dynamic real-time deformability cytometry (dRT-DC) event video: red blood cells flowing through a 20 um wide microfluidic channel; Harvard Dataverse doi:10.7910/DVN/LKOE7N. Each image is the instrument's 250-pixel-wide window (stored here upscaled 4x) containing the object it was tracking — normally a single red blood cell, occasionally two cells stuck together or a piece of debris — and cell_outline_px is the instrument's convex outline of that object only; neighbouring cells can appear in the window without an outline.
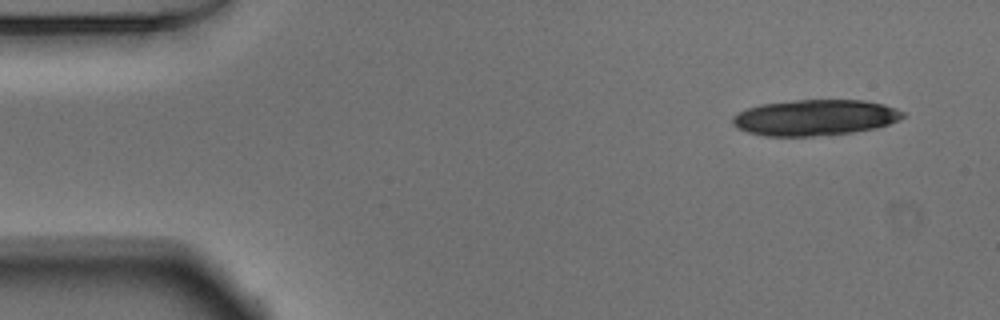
{"species": "Egyptian fruit bat (a non-hibernating species)", "species_latin": "Rousettus aegyptiacus", "temperature_condition": "warm", "stored_images_in_passage": 13, "camera_frame_rate_fps": 3000, "um_per_image_px": 0.085, "animal": {"sex": "male"}, "frame": {"image": 1, "passage_image": 1, "time_ms": 0.0, "image_size_px": [1000, 320], "cell_outline_px": [[904, 116], [900, 120], [876, 128], [852, 132], [812, 136], [764, 136], [748, 132], [736, 128], [732, 124], [732, 116], [748, 108], [760, 104], [796, 100], [864, 100], [884, 104], [896, 108], [904, 112]], "centroid_in_image_um": [69.27, 9.99], "position_along_channel_um": 15.7, "area_um2": 35.66}}